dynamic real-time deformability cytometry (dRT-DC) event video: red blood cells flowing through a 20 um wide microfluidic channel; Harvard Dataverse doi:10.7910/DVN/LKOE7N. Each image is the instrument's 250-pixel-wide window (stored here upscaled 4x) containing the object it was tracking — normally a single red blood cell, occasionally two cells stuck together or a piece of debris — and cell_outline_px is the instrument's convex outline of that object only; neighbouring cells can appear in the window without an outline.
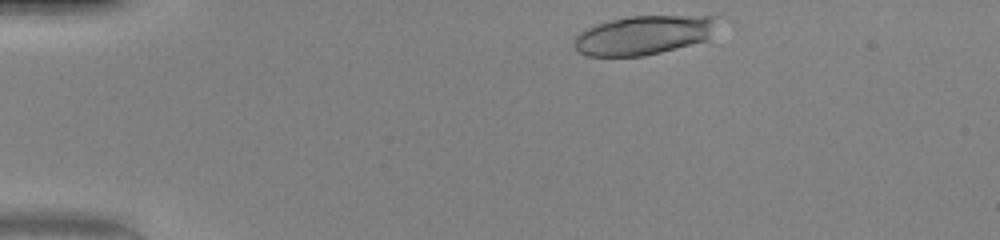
{"species": "human", "species_latin": "Homo sapiens", "temperature_condition": "warm", "stored_images_in_passage": 11, "camera_frame_rate_fps": 3000, "um_per_image_px": 0.085, "donor": {"sex": "female"}, "frame": {"image": 1, "passage_image": 1, "time_ms": 0.0, "image_size_px": [1000, 240], "cell_outline_px": [[716, 20], [712, 40], [644, 56], [584, 56], [576, 52], [572, 44], [572, 40], [580, 32], [596, 24], [628, 16], [716, 12]], "centroid_in_image_um": [54.84, 2.94], "position_along_channel_um": 30.2, "area_um2": 34.39}}